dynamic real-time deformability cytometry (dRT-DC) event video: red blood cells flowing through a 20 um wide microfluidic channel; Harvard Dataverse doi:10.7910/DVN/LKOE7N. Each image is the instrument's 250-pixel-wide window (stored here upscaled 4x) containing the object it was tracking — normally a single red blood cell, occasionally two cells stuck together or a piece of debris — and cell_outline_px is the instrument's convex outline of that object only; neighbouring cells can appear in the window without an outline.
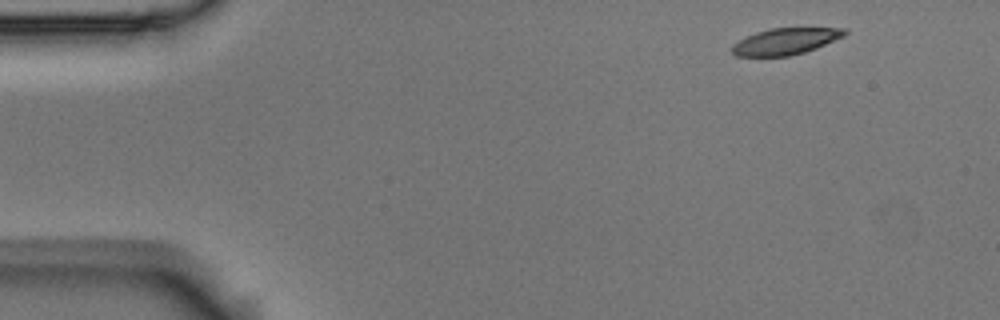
{"species": "Egyptian fruit bat (a non-hibernating species)", "species_latin": "Rousettus aegyptiacus", "temperature_condition": "room temperature", "stored_images_in_passage": 6, "camera_frame_rate_fps": 3000, "um_per_image_px": 0.085, "animal": {"sex": "male"}, "frame": {"image": 1, "passage_image": 1, "time_ms": 0.0, "image_size_px": [1000, 320], "cell_outline_px": [[848, 32], [844, 36], [816, 48], [804, 52], [788, 56], [736, 56], [732, 52], [732, 44], [756, 32], [768, 28], [844, 28]], "centroid_in_image_um": [66.76, 3.51], "position_along_channel_um": 18.2, "area_um2": 17.22}}
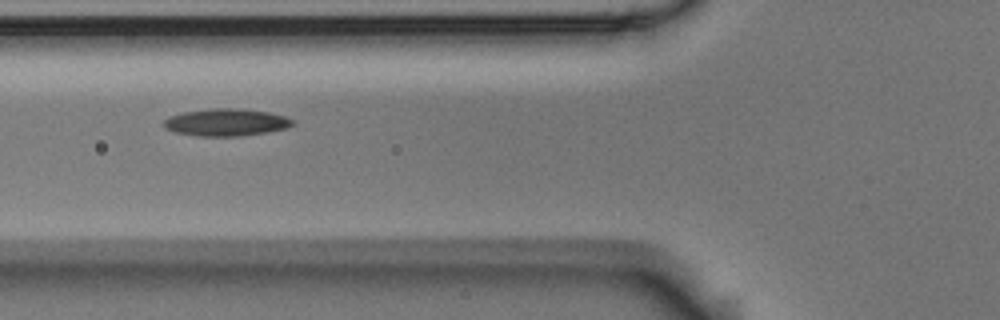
{"frame": {"image": 2, "passage_image": 5, "time_ms": 1.333, "image_size_px": [1000, 320], "cell_outline_px": [[296, 124], [288, 128], [268, 132], [240, 136], [196, 136], [176, 132], [164, 128], [164, 120], [168, 116], [184, 112], [212, 108], [236, 108], [268, 112], [284, 116], [296, 120]], "centroid_in_image_um": [19.26, 10.4], "position_along_channel_um": 106.5, "area_um2": 20.63}}
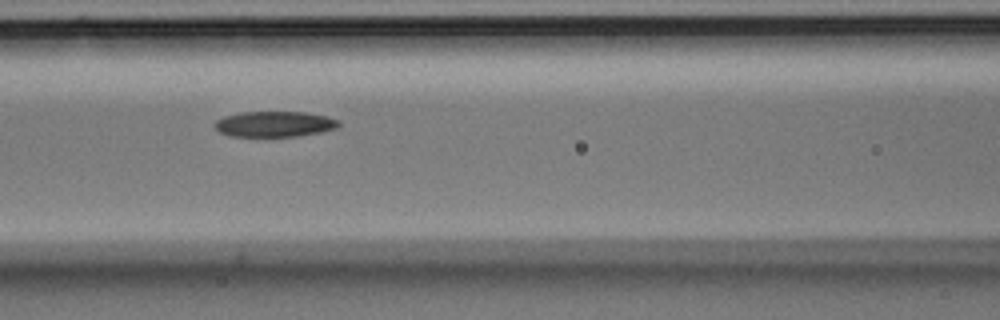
{"frame": {"image": 3, "passage_image": 6, "time_ms": 1.667, "image_size_px": [1000, 320], "cell_outline_px": [[340, 124], [336, 128], [320, 132], [300, 136], [228, 136], [220, 132], [212, 124], [216, 120], [224, 116], [240, 112], [304, 112], [328, 116], [340, 120]], "centroid_in_image_um": [23.33, 10.54], "position_along_channel_um": 143.3, "area_um2": 18.61}}